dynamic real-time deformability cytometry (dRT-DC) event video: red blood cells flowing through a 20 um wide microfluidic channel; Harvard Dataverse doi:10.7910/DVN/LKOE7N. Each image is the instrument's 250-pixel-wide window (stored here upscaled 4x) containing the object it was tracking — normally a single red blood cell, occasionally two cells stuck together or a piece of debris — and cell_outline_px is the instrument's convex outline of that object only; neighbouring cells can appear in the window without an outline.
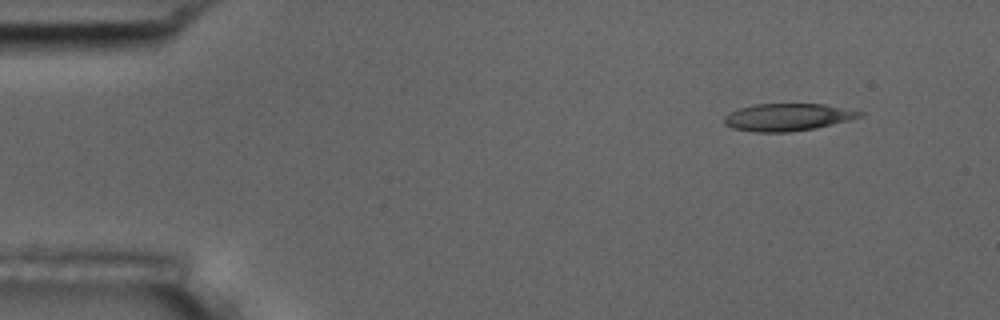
{"species": "common noctule bat (a hibernating species)", "species_latin": "Nyctalus noctula", "temperature_condition": "room temperature", "stored_images_in_passage": 4, "camera_frame_rate_fps": 3000, "um_per_image_px": 0.085, "animal": {"sex": "male", "body_mass_g": 17.5, "forearm_length_mm": 52.3}, "frame": {"image": 1, "passage_image": 2, "time_ms": 1.0, "image_size_px": [1000, 320], "cell_outline_px": [[864, 116], [816, 128], [788, 132], [756, 132], [732, 128], [724, 124], [724, 116], [740, 108], [756, 104], [824, 104], [864, 112]], "centroid_in_image_um": [66.95, 9.96], "position_along_channel_um": 18.0, "area_um2": 21.44}}
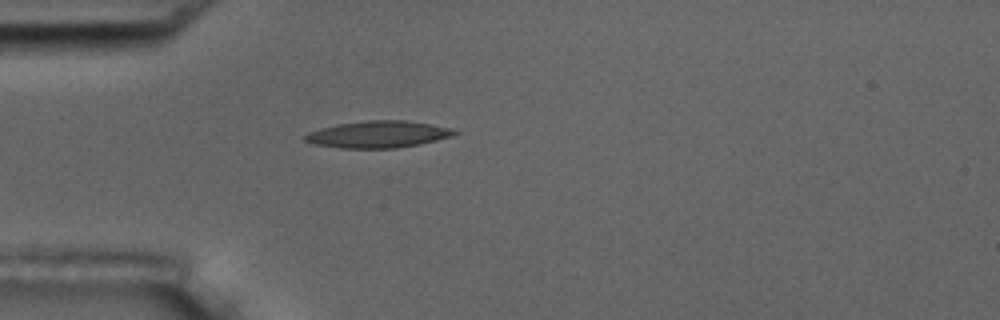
{"frame": {"image": 2, "passage_image": 4, "time_ms": 4.333, "image_size_px": [1000, 320], "cell_outline_px": [[460, 132], [452, 136], [420, 144], [396, 148], [340, 148], [316, 144], [304, 140], [304, 136], [308, 132], [320, 128], [336, 124], [368, 120], [404, 120], [452, 128]], "centroid_in_image_um": [32.14, 11.42], "position_along_channel_um": 52.9, "area_um2": 23.29}}